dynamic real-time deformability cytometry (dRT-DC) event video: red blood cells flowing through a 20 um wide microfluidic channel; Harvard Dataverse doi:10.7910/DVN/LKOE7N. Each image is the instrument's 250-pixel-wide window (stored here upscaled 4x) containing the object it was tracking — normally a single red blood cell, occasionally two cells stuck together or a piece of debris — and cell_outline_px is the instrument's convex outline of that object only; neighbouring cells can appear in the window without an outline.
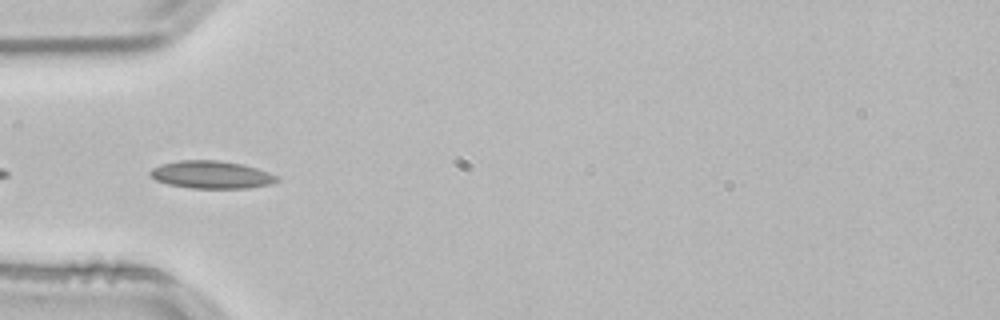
{"species": "common noctule bat (a hibernating species)", "species_latin": "Nyctalus noctula", "temperature_condition": "room temperature", "stored_images_in_passage": 10, "camera_frame_rate_fps": 3000, "um_per_image_px": 0.085, "animal": {"sex": "male", "body_mass_g": 21.5, "forearm_length_mm": 52.0}, "frame": {"image": 1, "passage_image": 2, "time_ms": 0.333, "image_size_px": [1000, 320], "cell_outline_px": [[280, 180], [272, 184], [248, 188], [192, 188], [168, 184], [156, 180], [148, 176], [148, 172], [152, 168], [160, 164], [180, 160], [216, 160], [240, 164], [256, 168], [268, 172], [276, 176]], "centroid_in_image_um": [17.93, 14.85], "position_along_channel_um": 67.1, "area_um2": 20.4}}